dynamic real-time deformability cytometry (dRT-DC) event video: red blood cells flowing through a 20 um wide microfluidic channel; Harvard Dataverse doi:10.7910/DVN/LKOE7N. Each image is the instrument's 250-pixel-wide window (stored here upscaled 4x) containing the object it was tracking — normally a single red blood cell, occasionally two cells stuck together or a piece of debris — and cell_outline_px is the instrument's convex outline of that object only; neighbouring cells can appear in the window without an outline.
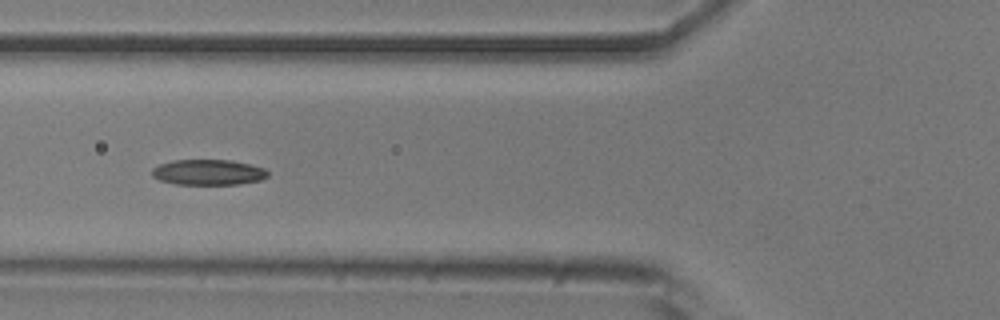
{"species": "common noctule bat (a hibernating species)", "species_latin": "Nyctalus noctula", "temperature_condition": "room temperature", "stored_images_in_passage": 36, "camera_frame_rate_fps": 3000, "um_per_image_px": 0.085, "animal": {"sex": "male", "body_mass_g": 20.5, "forearm_length_mm": 52.5}, "frame": {"image": 1, "passage_image": 6, "time_ms": 1.667, "image_size_px": [1000, 320], "cell_outline_px": [[268, 176], [260, 180], [240, 184], [176, 184], [160, 180], [152, 176], [152, 168], [160, 164], [172, 160], [232, 160], [264, 168], [268, 172]], "centroid_in_image_um": [17.69, 14.64], "position_along_channel_um": 108.1, "area_um2": 17.17}, "authors_computed_cell_mechanics": {"area_um2": 17.1955, "velocity_mm_per_s": 3.7852, "shape_relaxation_time_tau1_ms": 6.2249, "shape_relaxation_time_tau2_ms": 8.5666, "deformation_change_tau1": 0.1417, "deformation_change_tau2": 0.1436}}